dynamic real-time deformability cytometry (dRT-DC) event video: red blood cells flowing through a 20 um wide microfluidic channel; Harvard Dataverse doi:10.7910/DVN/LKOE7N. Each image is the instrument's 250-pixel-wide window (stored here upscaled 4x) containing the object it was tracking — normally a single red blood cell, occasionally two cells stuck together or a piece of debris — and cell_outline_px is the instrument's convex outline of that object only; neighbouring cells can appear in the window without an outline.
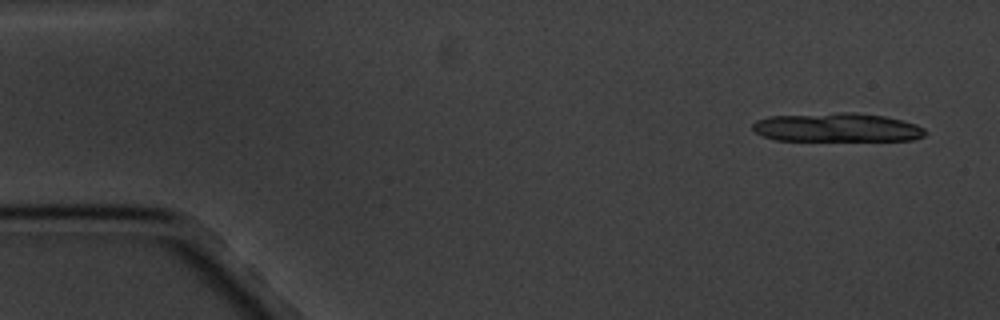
{"species": "common noctule bat (a hibernating species)", "species_latin": "Nyctalus noctula", "temperature_condition": "cold", "stored_images_in_passage": 5, "camera_frame_rate_fps": 3000, "um_per_image_px": 0.085, "animal": {"sex": "male", "body_mass_g": 20.1, "forearm_length_mm": 53.5}, "frame": {"image": 1, "passage_image": 1, "time_ms": 0.0, "image_size_px": [1000, 320], "cell_outline_px": [[928, 132], [924, 136], [912, 140], [776, 140], [764, 136], [756, 132], [752, 128], [752, 124], [756, 120], [768, 116], [840, 112], [856, 112], [884, 116], [904, 120], [916, 124], [924, 128]], "centroid_in_image_um": [71.17, 10.82], "position_along_channel_um": 13.8, "area_um2": 29.13}}
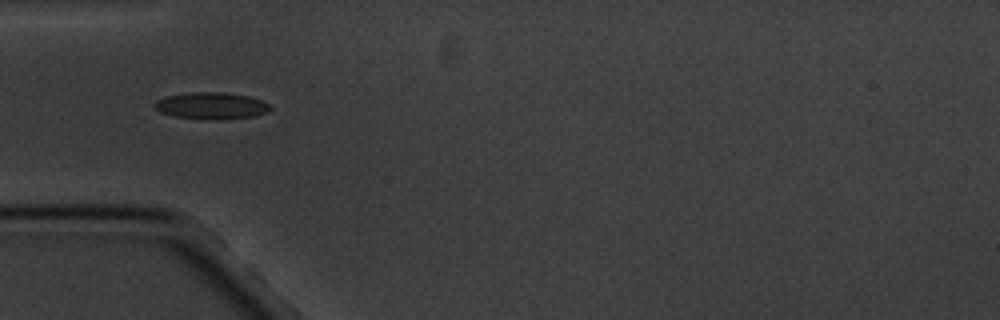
{"frame": {"image": 2, "passage_image": 5, "time_ms": 5.0, "image_size_px": [1000, 320], "cell_outline_px": [[272, 108], [268, 112], [256, 116], [172, 116], [160, 112], [152, 104], [156, 100], [168, 96], [192, 92], [224, 92], [248, 96], [260, 100], [268, 104]], "centroid_in_image_um": [17.95, 8.92], "position_along_channel_um": 67.1, "area_um2": 16.82}}